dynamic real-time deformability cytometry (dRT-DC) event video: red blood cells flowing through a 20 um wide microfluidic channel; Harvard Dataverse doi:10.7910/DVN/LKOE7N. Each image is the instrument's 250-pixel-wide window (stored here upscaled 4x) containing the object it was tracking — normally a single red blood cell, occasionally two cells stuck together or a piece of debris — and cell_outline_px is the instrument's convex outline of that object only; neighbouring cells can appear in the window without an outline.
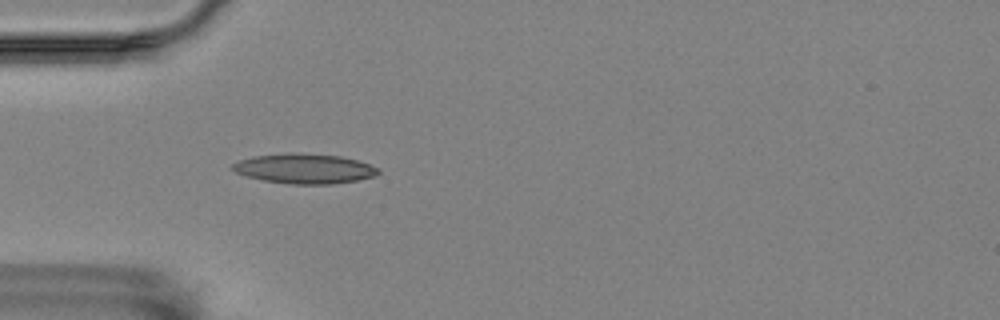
{"species": "Egyptian fruit bat (a non-hibernating species)", "species_latin": "Rousettus aegyptiacus", "temperature_condition": "room temperature", "stored_images_in_passage": 42, "camera_frame_rate_fps": 3000, "um_per_image_px": 0.085, "animal": {"sex": "female"}, "frame": {"image": 1, "passage_image": 7, "time_ms": 2.0, "image_size_px": [1000, 320], "cell_outline_px": [[380, 172], [376, 176], [356, 180], [332, 184], [292, 184], [264, 180], [244, 176], [236, 172], [232, 168], [232, 164], [240, 160], [252, 156], [288, 152], [292, 152], [340, 156], [356, 160], [368, 164], [376, 168]], "centroid_in_image_um": [25.84, 14.33], "position_along_channel_um": 59.2, "area_um2": 25.26}}
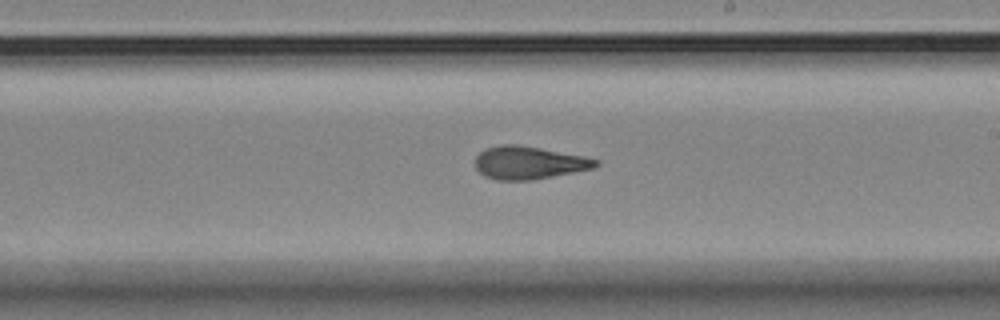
{"frame": {"image": 2, "passage_image": 23, "time_ms": 7.333, "image_size_px": [1000, 320], "cell_outline_px": [[600, 164], [592, 168], [532, 180], [496, 180], [484, 176], [476, 168], [476, 156], [484, 148], [500, 144], [516, 144], [540, 148], [584, 156], [600, 160]], "centroid_in_image_um": [44.93, 13.82], "position_along_channel_um": 244.1, "area_um2": 23.0}}
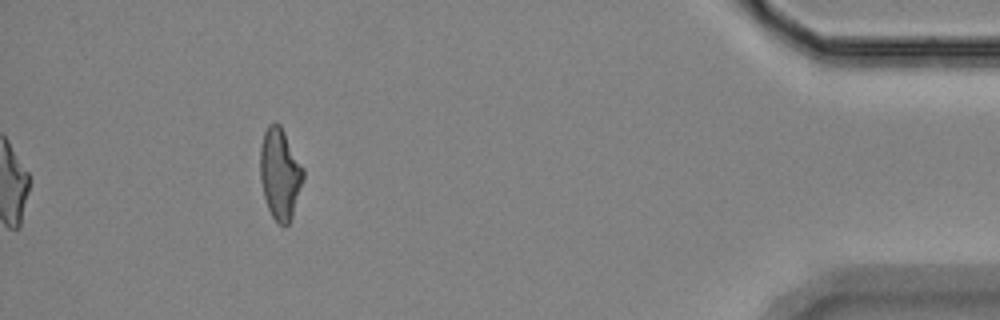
{"frame": {"image": 3, "passage_image": 42, "time_ms": 13.667, "image_size_px": [1000, 320], "cell_outline_px": [[304, 180], [292, 216], [288, 224], [284, 228], [272, 216], [268, 208], [264, 196], [260, 180], [260, 148], [264, 132], [268, 124], [280, 124], [304, 168]], "centroid_in_image_um": [23.8, 14.78], "position_along_channel_um": 411.4, "area_um2": 22.89}, "authors_computed_cell_mechanics": {"area_um2": 23.0622, "velocity_mm_per_s": 3.5056, "shape_relaxation_time_tau1_ms": 6.0555, "shape_relaxation_time_tau2_ms": 2.5414, "deformation_change_tau1": 0.1863, "deformation_change_tau2": 0.104}}